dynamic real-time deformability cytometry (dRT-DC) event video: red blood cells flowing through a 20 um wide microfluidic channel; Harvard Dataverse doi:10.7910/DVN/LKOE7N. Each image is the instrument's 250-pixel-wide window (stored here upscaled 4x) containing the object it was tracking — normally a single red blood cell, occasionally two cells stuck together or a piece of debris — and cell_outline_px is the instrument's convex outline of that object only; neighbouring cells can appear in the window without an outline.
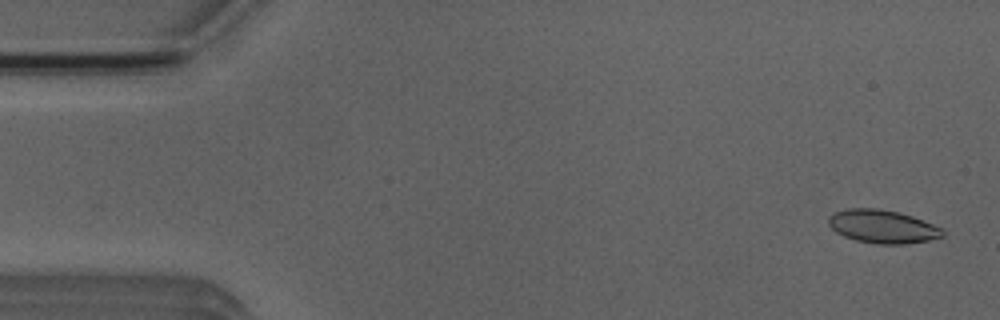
{"species": "Egyptian fruit bat (a non-hibernating species)", "species_latin": "Rousettus aegyptiacus", "temperature_condition": "room temperature", "stored_images_in_passage": 6, "camera_frame_rate_fps": 3000, "um_per_image_px": 0.085, "animal": {"sex": "male"}, "frame": {"image": 1, "passage_image": 1, "time_ms": 0.0, "image_size_px": [1000, 320], "cell_outline_px": [[944, 236], [928, 240], [904, 244], [876, 244], [856, 240], [844, 236], [836, 232], [828, 224], [828, 216], [832, 212], [848, 208], [880, 208], [900, 212], [912, 216], [944, 228]], "centroid_in_image_um": [75.01, 19.24], "position_along_channel_um": 10.0, "area_um2": 22.37}}
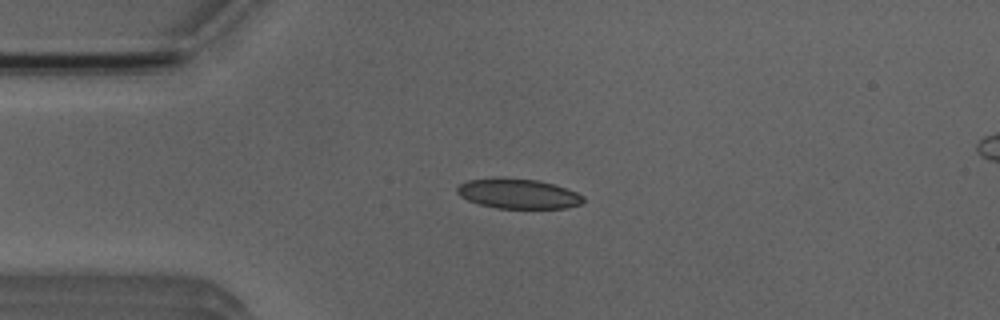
{"frame": {"image": 2, "passage_image": 4, "time_ms": 3.333, "image_size_px": [1000, 320], "cell_outline_px": [[584, 200], [580, 204], [568, 208], [496, 208], [480, 204], [468, 200], [460, 196], [456, 192], [456, 188], [460, 184], [468, 180], [500, 176], [536, 180], [552, 184], [576, 192], [584, 196]], "centroid_in_image_um": [44.01, 16.45], "position_along_channel_um": 41.0, "area_um2": 22.08}}